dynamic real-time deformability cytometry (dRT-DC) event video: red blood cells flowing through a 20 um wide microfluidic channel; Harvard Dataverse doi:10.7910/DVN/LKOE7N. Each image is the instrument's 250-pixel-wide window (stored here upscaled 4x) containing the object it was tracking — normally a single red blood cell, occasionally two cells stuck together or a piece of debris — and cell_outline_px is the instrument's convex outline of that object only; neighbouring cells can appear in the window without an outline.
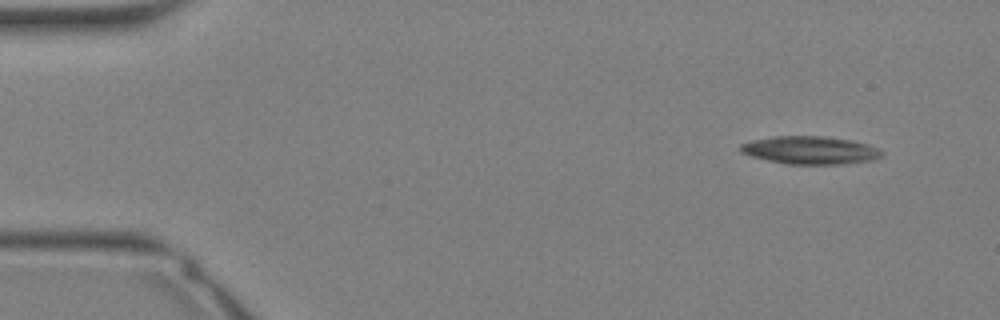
{"species": "Egyptian fruit bat (a non-hibernating species)", "species_latin": "Rousettus aegyptiacus", "temperature_condition": "warm", "stored_images_in_passage": 24, "camera_frame_rate_fps": 3000, "um_per_image_px": 0.085, "animal": {"sex": "female"}, "frame": {"image": 1, "passage_image": 1, "time_ms": 0.0, "image_size_px": [1000, 320], "cell_outline_px": [[884, 152], [880, 156], [872, 160], [844, 164], [784, 164], [752, 156], [740, 152], [740, 144], [772, 136], [820, 136], [852, 140], [868, 144], [880, 148]], "centroid_in_image_um": [68.9, 12.77], "position_along_channel_um": 16.1, "area_um2": 22.95}}
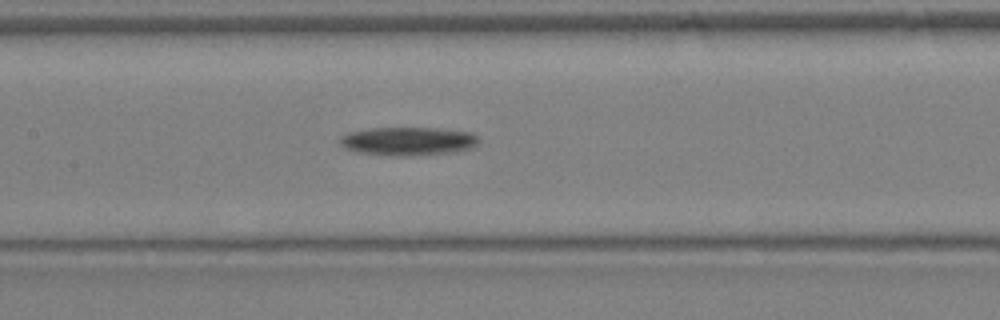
{"frame": {"image": 2, "passage_image": 15, "time_ms": 4.667, "image_size_px": [1000, 320], "cell_outline_px": [[476, 144], [472, 148], [452, 152], [412, 156], [392, 156], [352, 152], [344, 148], [340, 144], [340, 136], [348, 132], [372, 128], [436, 128], [472, 132], [476, 136]], "centroid_in_image_um": [34.61, 12.01], "position_along_channel_um": 172.8, "area_um2": 23.18}}
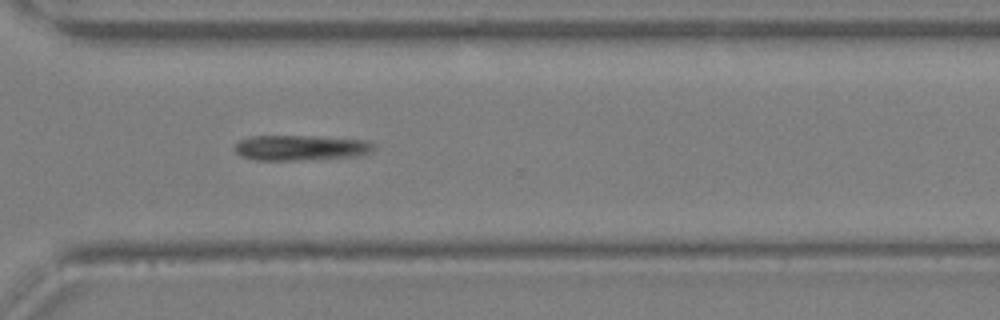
{"frame": {"image": 3, "passage_image": 24, "time_ms": 7.667, "image_size_px": [1000, 320], "cell_outline_px": [[376, 148], [372, 152], [352, 156], [304, 160], [256, 160], [240, 156], [232, 148], [240, 140], [248, 136], [312, 136], [364, 140], [376, 144]], "centroid_in_image_um": [25.52, 12.56], "position_along_channel_um": 345.1, "area_um2": 20.58}}